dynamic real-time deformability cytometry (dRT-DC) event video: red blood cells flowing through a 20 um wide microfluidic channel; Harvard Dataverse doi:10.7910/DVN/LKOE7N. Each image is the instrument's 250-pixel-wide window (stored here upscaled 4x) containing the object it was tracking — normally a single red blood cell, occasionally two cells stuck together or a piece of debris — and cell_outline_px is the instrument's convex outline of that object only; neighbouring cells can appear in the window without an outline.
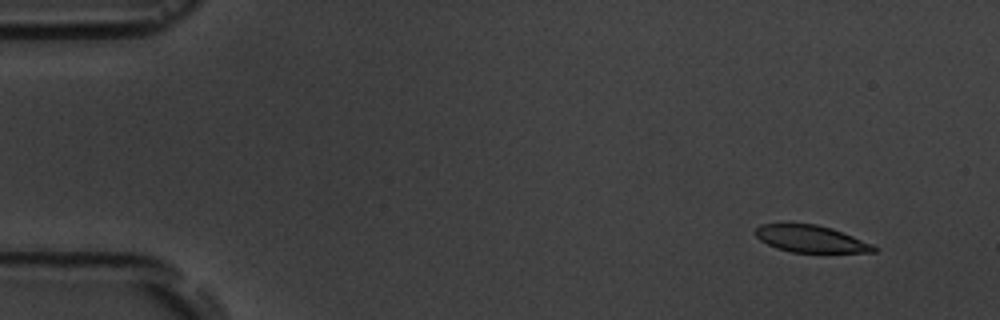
{"species": "common noctule bat (a hibernating species)", "species_latin": "Nyctalus noctula", "temperature_condition": "room temperature", "stored_images_in_passage": 6, "camera_frame_rate_fps": 3000, "um_per_image_px": 0.085, "animal": {"sex": "male", "body_mass_g": 19.5, "forearm_length_mm": 54.6}, "frame": {"image": 1, "passage_image": 1, "time_ms": 0.0, "image_size_px": [1000, 320], "cell_outline_px": [[880, 248], [876, 252], [792, 252], [776, 248], [760, 240], [756, 236], [756, 228], [760, 224], [816, 224], [832, 228], [872, 244]], "centroid_in_image_um": [68.94, 20.31], "position_along_channel_um": 16.1, "area_um2": 18.44}}
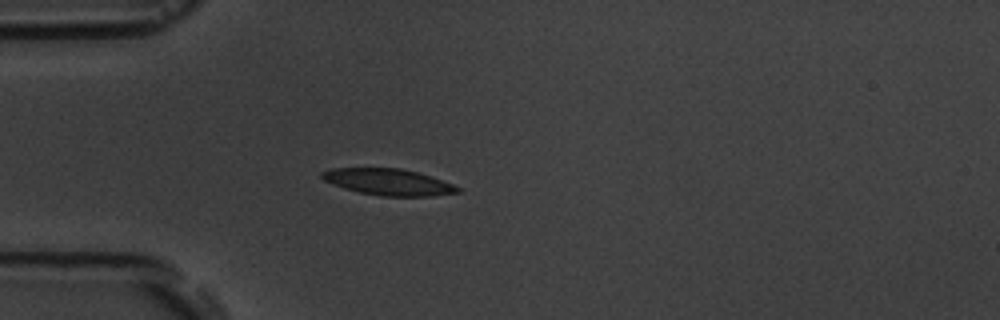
{"frame": {"image": 2, "passage_image": 4, "time_ms": 3.667, "image_size_px": [1000, 320], "cell_outline_px": [[460, 192], [432, 196], [380, 196], [360, 192], [344, 188], [324, 180], [320, 176], [320, 172], [332, 168], [400, 168], [432, 176], [452, 184], [460, 188]], "centroid_in_image_um": [33.01, 15.47], "position_along_channel_um": 52.0, "area_um2": 20.81}}
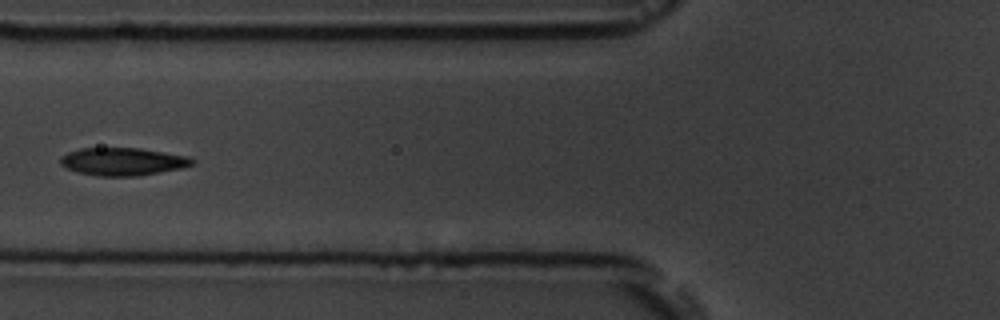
{"frame": {"image": 3, "passage_image": 6, "time_ms": 5.667, "image_size_px": [1000, 320], "cell_outline_px": [[196, 164], [184, 168], [136, 176], [96, 176], [76, 172], [64, 168], [60, 164], [60, 156], [68, 152], [80, 148], [140, 148], [188, 156], [196, 160]], "centroid_in_image_um": [10.44, 13.74], "position_along_channel_um": 115.4, "area_um2": 21.68}}